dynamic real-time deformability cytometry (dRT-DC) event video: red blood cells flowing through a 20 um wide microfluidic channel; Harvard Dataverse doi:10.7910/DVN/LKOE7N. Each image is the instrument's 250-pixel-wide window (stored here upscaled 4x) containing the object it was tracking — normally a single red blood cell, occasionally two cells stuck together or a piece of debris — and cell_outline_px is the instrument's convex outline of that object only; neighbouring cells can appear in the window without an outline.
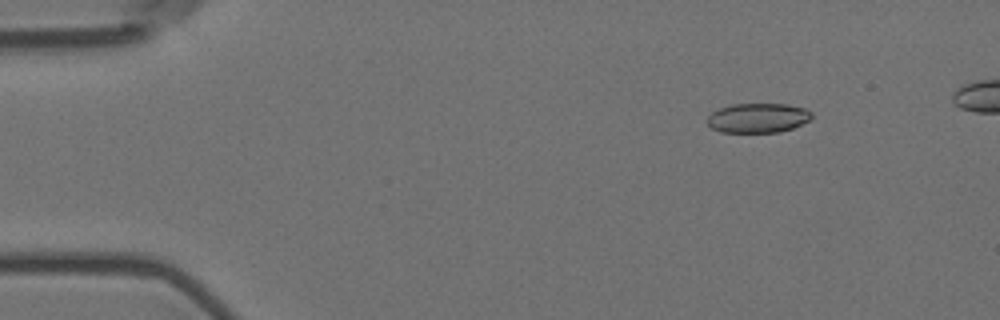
{"species": "Egyptian fruit bat (a non-hibernating species)", "species_latin": "Rousettus aegyptiacus", "temperature_condition": "room temperature", "stored_images_in_passage": 6, "camera_frame_rate_fps": 3000, "um_per_image_px": 0.085, "animal": {"sex": "female"}, "frame": {"image": 1, "passage_image": 2, "time_ms": 0.333, "image_size_px": [1000, 320], "cell_outline_px": [[812, 116], [808, 120], [792, 128], [780, 132], [720, 132], [712, 128], [708, 124], [708, 116], [712, 112], [720, 108], [732, 104], [788, 104], [804, 108], [812, 112]], "centroid_in_image_um": [64.41, 10.02], "position_along_channel_um": 20.6, "area_um2": 17.86}}